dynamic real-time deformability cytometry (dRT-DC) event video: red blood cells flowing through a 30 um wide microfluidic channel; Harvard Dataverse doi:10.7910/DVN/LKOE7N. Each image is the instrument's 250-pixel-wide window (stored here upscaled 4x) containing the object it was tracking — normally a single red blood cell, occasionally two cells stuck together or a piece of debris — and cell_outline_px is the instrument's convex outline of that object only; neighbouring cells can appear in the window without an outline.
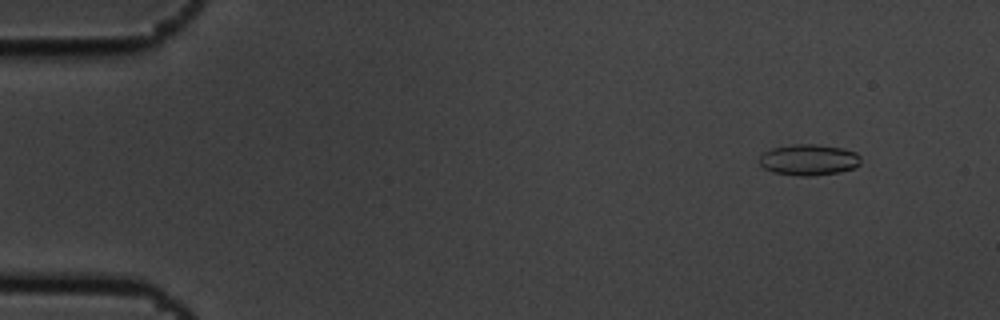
{"species": "common noctule bat (a hibernating species)", "species_latin": "Nyctalus noctula", "temperature_condition": "cold", "stored_images_in_passage": 10, "camera_frame_rate_fps": 3000, "um_per_image_px": 0.085, "animal": {"sex": "male", "body_mass_g": 19.5, "forearm_length_mm": 54.6}, "frame": {"image": 1, "passage_image": 2, "time_ms": 0.333, "image_size_px": [1000, 320], "cell_outline_px": [[860, 164], [856, 168], [840, 172], [812, 176], [800, 176], [772, 172], [764, 168], [760, 164], [760, 156], [764, 152], [772, 148], [792, 144], [816, 144], [844, 148], [856, 152], [860, 156]], "centroid_in_image_um": [68.77, 13.58], "position_along_channel_um": 16.2, "area_um2": 18.55}}
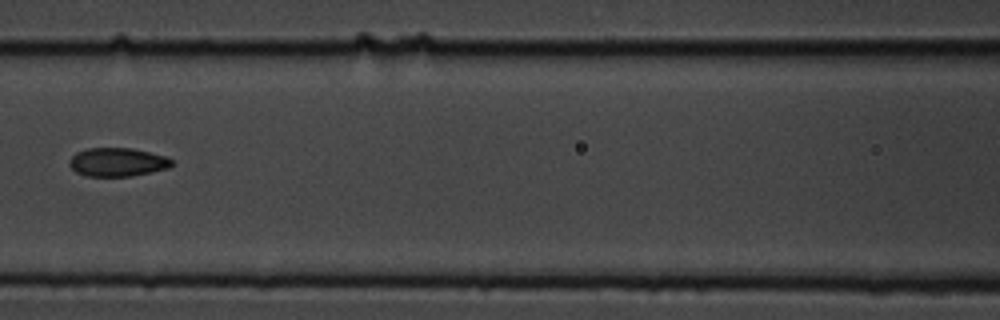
{"frame": {"image": 2, "passage_image": 7, "time_ms": 2.0, "image_size_px": [1000, 320], "cell_outline_px": [[176, 164], [168, 168], [152, 172], [132, 176], [84, 176], [76, 172], [68, 164], [68, 160], [76, 152], [88, 148], [132, 148], [168, 156]], "centroid_in_image_um": [10.01, 13.78], "position_along_channel_um": 156.6, "area_um2": 17.34}}
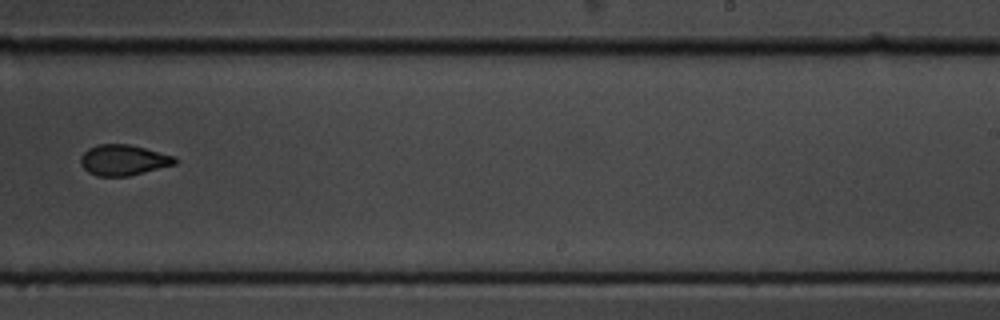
{"frame": {"image": 3, "passage_image": 10, "time_ms": 3.0, "image_size_px": [1000, 320], "cell_outline_px": [[180, 160], [176, 164], [128, 176], [96, 176], [88, 172], [80, 164], [80, 156], [88, 148], [96, 144], [128, 144], [176, 156]], "centroid_in_image_um": [10.49, 13.6], "position_along_channel_um": 278.5, "area_um2": 16.99}}